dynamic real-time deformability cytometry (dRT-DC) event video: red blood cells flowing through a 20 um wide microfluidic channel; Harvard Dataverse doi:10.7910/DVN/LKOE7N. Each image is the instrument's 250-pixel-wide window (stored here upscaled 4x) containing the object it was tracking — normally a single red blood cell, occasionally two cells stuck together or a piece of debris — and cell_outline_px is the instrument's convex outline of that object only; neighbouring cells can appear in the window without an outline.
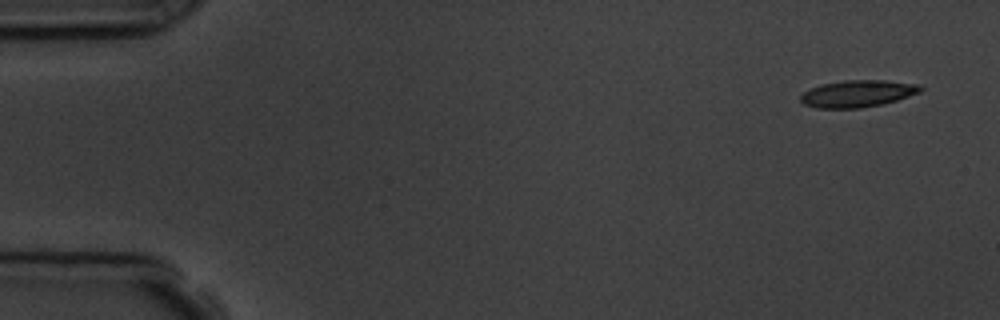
{"species": "common noctule bat (a hibernating species)", "species_latin": "Nyctalus noctula", "temperature_condition": "room temperature", "stored_images_in_passage": 16, "camera_frame_rate_fps": 3000, "um_per_image_px": 0.085, "animal": {"sex": "male", "body_mass_g": 19.5, "forearm_length_mm": 54.6}, "frame": {"image": 1, "passage_image": 1, "time_ms": 0.0, "image_size_px": [1000, 320], "cell_outline_px": [[924, 88], [920, 92], [884, 104], [860, 108], [816, 108], [804, 104], [800, 100], [800, 96], [804, 92], [820, 84], [844, 80], [884, 80], [920, 84]], "centroid_in_image_um": [72.91, 7.95], "position_along_channel_um": 12.1, "area_um2": 18.9}}
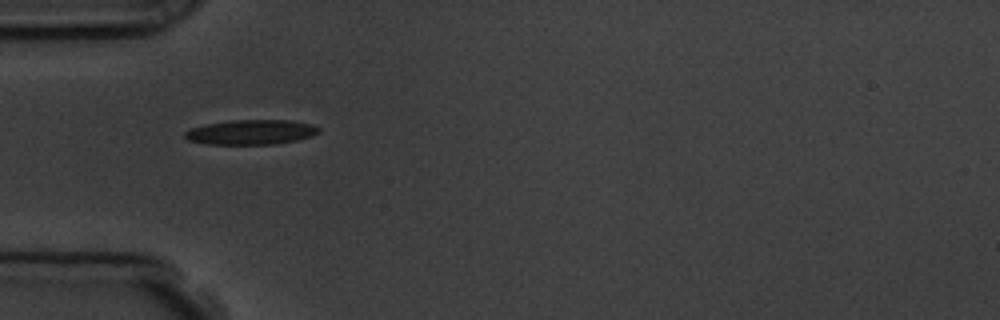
{"frame": {"image": 2, "passage_image": 5, "time_ms": 4.667, "image_size_px": [1000, 320], "cell_outline_px": [[320, 132], [312, 136], [296, 140], [276, 144], [204, 144], [188, 140], [184, 136], [184, 132], [192, 128], [204, 124], [228, 120], [292, 120], [312, 124], [320, 128]], "centroid_in_image_um": [21.34, 11.23], "position_along_channel_um": 63.7, "area_um2": 19.54}}
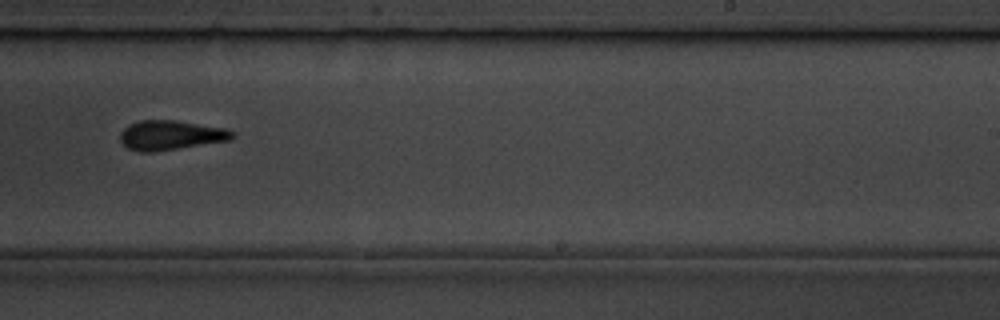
{"frame": {"image": 3, "passage_image": 10, "time_ms": 10.333, "image_size_px": [1000, 320], "cell_outline_px": [[236, 136], [232, 140], [152, 152], [140, 152], [128, 148], [120, 140], [120, 132], [128, 124], [140, 120], [176, 120], [228, 128], [236, 132]], "centroid_in_image_um": [14.56, 11.48], "position_along_channel_um": 274.4, "area_um2": 19.59}, "authors_computed_cell_mechanics": {"area_um2": 19.1029, "velocity_mm_per_s": 3.7572, "shape_relaxation_time_tau1_ms": 5.5479, "shape_relaxation_time_tau2_ms": 2.275, "deformation_change_tau1": 0.1653, "deformation_change_tau2": 0.091}}